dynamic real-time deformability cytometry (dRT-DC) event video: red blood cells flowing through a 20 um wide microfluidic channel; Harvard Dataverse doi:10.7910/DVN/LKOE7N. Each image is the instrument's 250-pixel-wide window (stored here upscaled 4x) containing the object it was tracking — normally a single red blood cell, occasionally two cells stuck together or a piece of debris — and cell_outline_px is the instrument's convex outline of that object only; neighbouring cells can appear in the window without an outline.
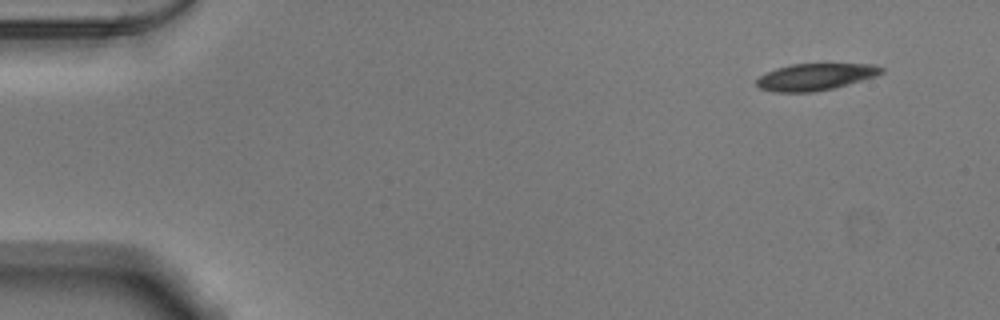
{"species": "Egyptian fruit bat (a non-hibernating species)", "species_latin": "Rousettus aegyptiacus", "temperature_condition": "warm", "stored_images_in_passage": 49, "camera_frame_rate_fps": 3000, "um_per_image_px": 0.085, "animal": {"sex": "male"}, "frame": {"image": 1, "passage_image": 1, "time_ms": 0.0, "image_size_px": [1000, 320], "cell_outline_px": [[884, 72], [876, 76], [832, 88], [812, 92], [772, 92], [760, 88], [756, 84], [756, 80], [760, 76], [776, 68], [792, 64], [876, 64], [884, 68]], "centroid_in_image_um": [69.31, 6.53], "position_along_channel_um": 15.7, "area_um2": 19.36}}
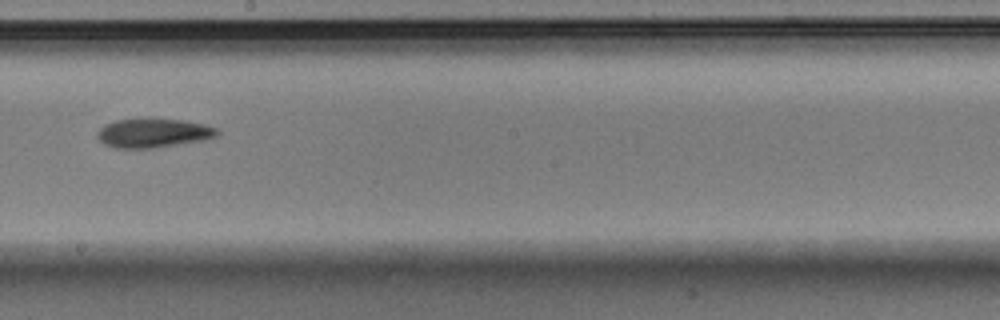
{"frame": {"image": 2, "passage_image": 27, "time_ms": 8.667, "image_size_px": [1000, 320], "cell_outline_px": [[220, 132], [216, 136], [208, 140], [152, 148], [116, 148], [104, 144], [96, 136], [96, 132], [104, 124], [116, 120], [144, 116], [148, 116], [184, 120], [204, 124], [216, 128]], "centroid_in_image_um": [13.03, 11.27], "position_along_channel_um": 235.2, "area_um2": 21.15}}
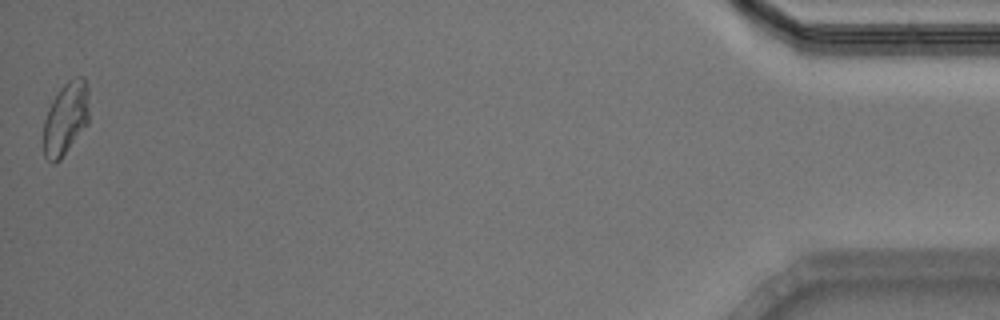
{"frame": {"image": 3, "passage_image": 49, "time_ms": 16.0, "image_size_px": [1000, 320], "cell_outline_px": [[88, 124], [60, 160], [56, 164], [52, 164], [44, 156], [44, 120], [48, 108], [52, 100], [60, 88], [68, 80], [76, 76], [84, 76], [88, 88]], "centroid_in_image_um": [5.59, 10.07], "position_along_channel_um": 429.6, "area_um2": 19.54}, "authors_computed_cell_mechanics": {"area_um2": 20.23, "velocity_mm_per_s": 3.8707, "shape_relaxation_time_tau1_ms": 6.4467, "shape_relaxation_time_tau2_ms": 8.3041, "deformation_change_tau1": 0.177, "deformation_change_tau2": 0.1529}}